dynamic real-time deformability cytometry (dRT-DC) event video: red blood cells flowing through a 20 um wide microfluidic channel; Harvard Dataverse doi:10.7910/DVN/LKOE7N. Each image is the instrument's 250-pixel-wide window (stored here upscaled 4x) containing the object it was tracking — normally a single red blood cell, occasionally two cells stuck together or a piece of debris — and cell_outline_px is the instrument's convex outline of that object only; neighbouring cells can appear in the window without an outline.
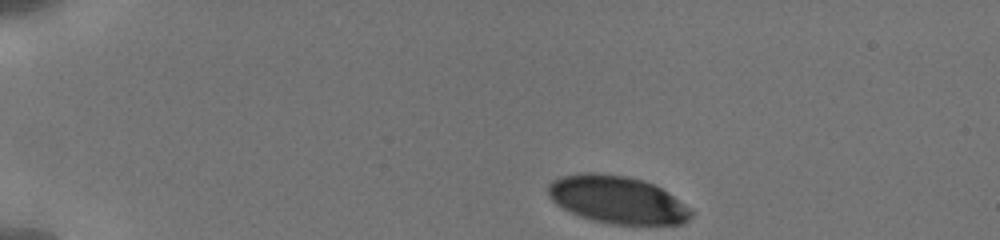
{"species": "human", "species_latin": "Homo sapiens", "temperature_condition": "cold", "stored_images_in_passage": 33, "camera_frame_rate_fps": 3000, "um_per_image_px": 0.085, "donor": {"sex": "male"}, "frame": {"image": 1, "passage_image": 1, "time_ms": 0.0, "image_size_px": [1000, 240], "cell_outline_px": [[692, 216], [684, 224], [612, 224], [592, 220], [580, 216], [556, 204], [548, 196], [548, 184], [552, 180], [560, 176], [584, 172], [592, 172], [628, 176], [644, 180], [668, 192], [684, 204], [692, 212]], "centroid_in_image_um": [52.44, 16.96], "position_along_channel_um": 32.6, "area_um2": 39.54}}
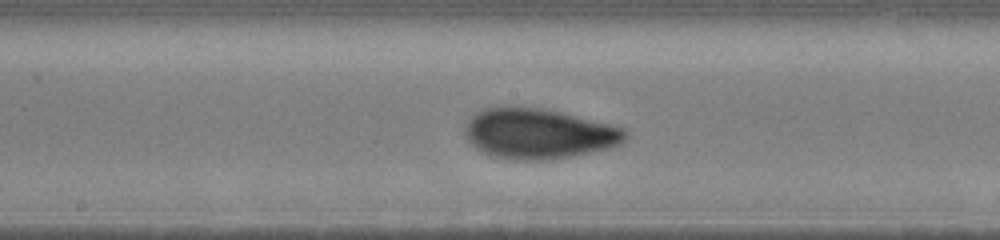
{"frame": {"image": 2, "passage_image": 19, "time_ms": 6.667, "image_size_px": [1000, 240], "cell_outline_px": [[628, 136], [624, 144], [608, 148], [572, 156], [548, 160], [516, 160], [492, 156], [476, 148], [468, 140], [464, 132], [472, 116], [476, 112], [488, 108], [540, 108], [560, 112], [624, 128], [628, 132]], "centroid_in_image_um": [45.83, 11.39], "position_along_channel_um": 202.4, "area_um2": 46.36}}
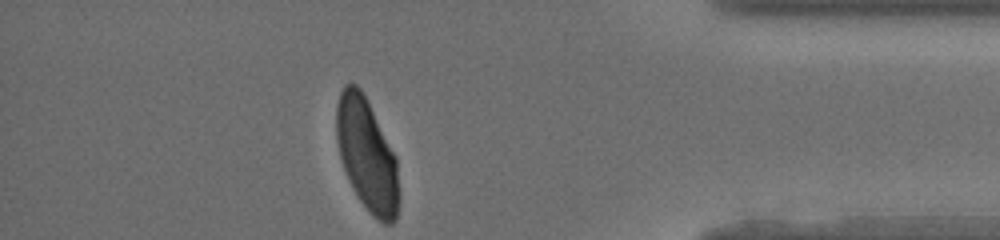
{"frame": {"image": 3, "passage_image": 33, "time_ms": 12.667, "image_size_px": [1000, 240], "cell_outline_px": [[400, 200], [396, 220], [392, 224], [384, 224], [376, 220], [368, 212], [352, 188], [344, 168], [340, 156], [336, 140], [336, 108], [340, 92], [344, 84], [356, 84], [360, 88], [396, 156], [400, 192]], "centroid_in_image_um": [31.2, 13.23], "position_along_channel_um": 404.0, "area_um2": 41.15}, "authors_computed_cell_mechanics": {"area_um2": 46.0088, "velocity_mm_per_s": 3.8223, "shape_relaxation_time_tau1_ms": 2.7424, "shape_relaxation_time_tau2_ms": 0.7047, "deformation_change_tau1": 0.1218, "deformation_change_tau2": 0.0449}}